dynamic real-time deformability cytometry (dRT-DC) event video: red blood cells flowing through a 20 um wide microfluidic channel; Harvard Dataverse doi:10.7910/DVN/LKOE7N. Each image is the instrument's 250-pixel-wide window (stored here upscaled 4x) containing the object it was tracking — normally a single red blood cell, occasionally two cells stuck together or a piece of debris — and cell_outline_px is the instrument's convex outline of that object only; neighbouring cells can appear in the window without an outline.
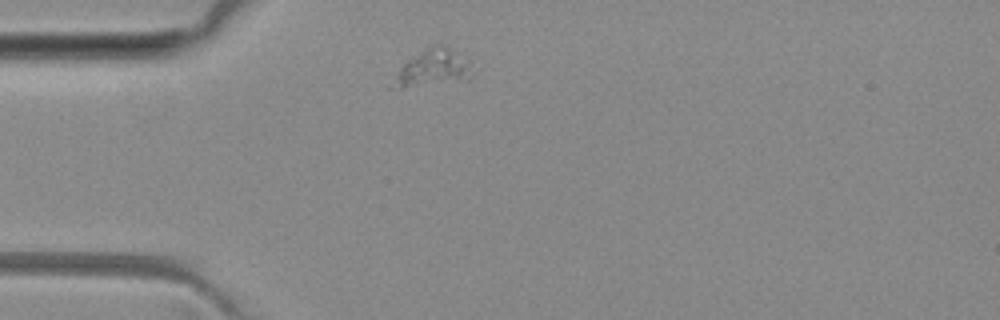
{"species": "common noctule bat (a hibernating species)", "species_latin": "Nyctalus noctula", "temperature_condition": "room temperature", "stored_images_in_passage": 1, "camera_frame_rate_fps": 3000, "um_per_image_px": 0.085, "animal": {"sex": "female", "body_mass_g": 29.2, "forearm_length_mm": 56.3}, "frame": {"image": 1, "passage_image": 1, "time_ms": 0.0, "image_size_px": [1000, 320], "cell_outline_px": [[476, 72], [468, 80], [392, 88], [388, 88], [404, 64], [408, 60], [432, 44], [440, 40], [468, 64]], "centroid_in_image_um": [36.82, 5.77], "position_along_channel_um": 48.2, "area_um2": 16.59}}